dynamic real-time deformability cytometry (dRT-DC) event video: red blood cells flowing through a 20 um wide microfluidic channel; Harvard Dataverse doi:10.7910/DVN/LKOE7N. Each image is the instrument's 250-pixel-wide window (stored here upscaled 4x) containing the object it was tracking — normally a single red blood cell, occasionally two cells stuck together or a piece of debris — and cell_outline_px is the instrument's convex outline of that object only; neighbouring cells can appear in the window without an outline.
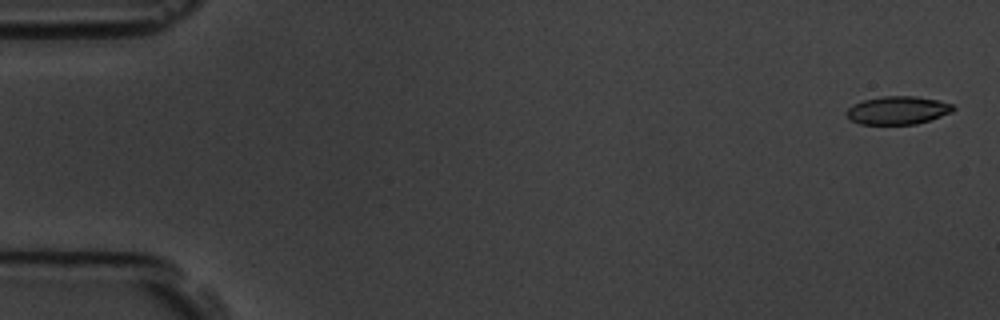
{"species": "common noctule bat (a hibernating species)", "species_latin": "Nyctalus noctula", "temperature_condition": "room temperature", "stored_images_in_passage": 5, "camera_frame_rate_fps": 3000, "um_per_image_px": 0.085, "animal": {"sex": "male", "body_mass_g": 19.5, "forearm_length_mm": 54.6}, "frame": {"image": 1, "passage_image": 1, "time_ms": 0.0, "image_size_px": [1000, 320], "cell_outline_px": [[956, 108], [952, 112], [916, 124], [860, 124], [852, 120], [844, 112], [852, 104], [864, 100], [884, 96], [916, 96], [936, 100], [952, 104]], "centroid_in_image_um": [76.29, 9.37], "position_along_channel_um": 8.7, "area_um2": 17.34}}